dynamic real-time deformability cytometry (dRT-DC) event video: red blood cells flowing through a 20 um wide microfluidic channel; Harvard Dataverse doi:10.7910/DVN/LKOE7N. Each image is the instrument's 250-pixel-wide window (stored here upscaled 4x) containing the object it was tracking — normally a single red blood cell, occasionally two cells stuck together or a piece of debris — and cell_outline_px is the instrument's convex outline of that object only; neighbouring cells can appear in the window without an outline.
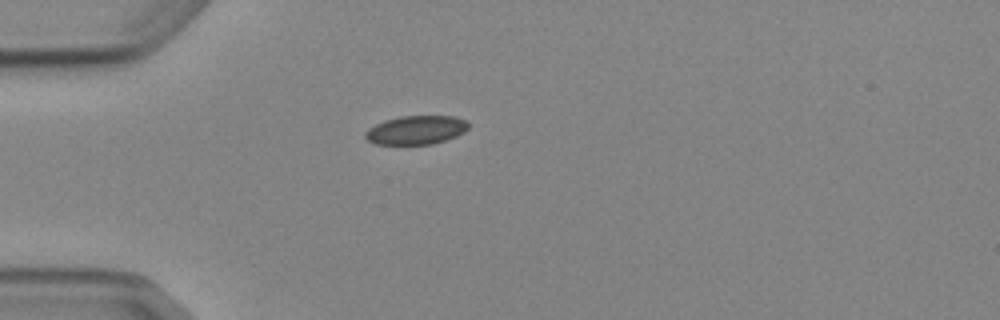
{"species": "Egyptian fruit bat (a non-hibernating species)", "species_latin": "Rousettus aegyptiacus", "temperature_condition": "cold", "stored_images_in_passage": 1, "camera_frame_rate_fps": 3000, "um_per_image_px": 0.085, "animal": {"sex": "female"}, "frame": {"image": 1, "passage_image": 1, "time_ms": 0.0, "image_size_px": [1000, 320], "cell_outline_px": [[468, 128], [464, 132], [456, 136], [432, 144], [376, 144], [368, 140], [364, 136], [364, 132], [368, 128], [384, 120], [400, 116], [456, 116], [464, 120], [468, 124]], "centroid_in_image_um": [35.34, 11.04], "position_along_channel_um": 49.7, "area_um2": 17.22}}